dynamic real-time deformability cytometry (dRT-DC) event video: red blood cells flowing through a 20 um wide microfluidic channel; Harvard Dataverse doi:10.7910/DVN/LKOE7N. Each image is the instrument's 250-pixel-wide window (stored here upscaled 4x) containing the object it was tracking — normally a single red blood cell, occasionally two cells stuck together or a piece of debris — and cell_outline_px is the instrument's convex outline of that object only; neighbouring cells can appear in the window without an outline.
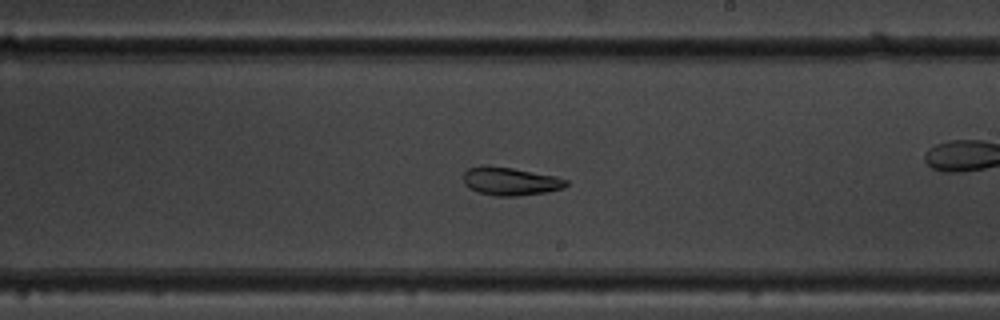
{"species": "common noctule bat (a hibernating species)", "species_latin": "Nyctalus noctula", "temperature_condition": "warm", "stored_images_in_passage": 55, "camera_frame_rate_fps": 3000, "um_per_image_px": 0.085, "animal": {"sex": "male", "body_mass_g": 19.5, "forearm_length_mm": 54.6}, "frame": {"image": 1, "passage_image": 32, "time_ms": 10.333, "image_size_px": [1000, 320], "cell_outline_px": [[568, 184], [564, 188], [548, 192], [520, 196], [496, 196], [480, 192], [468, 188], [464, 184], [464, 172], [468, 168], [512, 168], [556, 176], [568, 180]], "centroid_in_image_um": [43.46, 15.45], "position_along_channel_um": 245.5, "area_um2": 16.42}}